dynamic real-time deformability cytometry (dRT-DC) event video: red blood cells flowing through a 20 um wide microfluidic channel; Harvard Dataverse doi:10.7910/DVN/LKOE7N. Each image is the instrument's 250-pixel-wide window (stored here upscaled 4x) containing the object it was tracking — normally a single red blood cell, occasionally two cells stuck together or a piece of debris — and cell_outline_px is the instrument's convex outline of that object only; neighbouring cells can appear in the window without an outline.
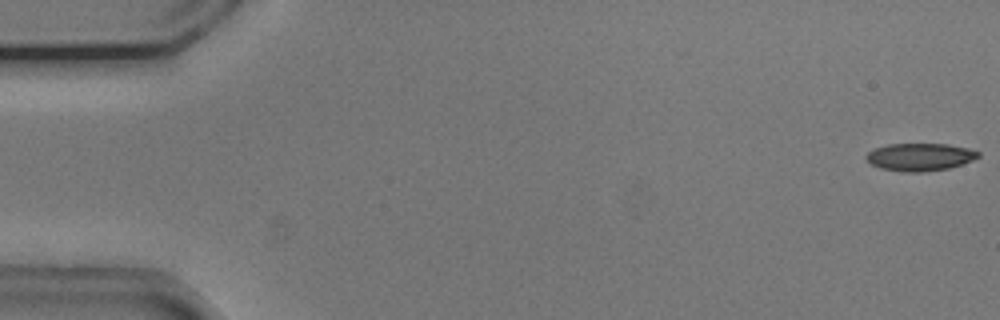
{"species": "common noctule bat (a hibernating species)", "species_latin": "Nyctalus noctula", "temperature_condition": "cold", "stored_images_in_passage": 54, "camera_frame_rate_fps": 3000, "um_per_image_px": 0.085, "animal": {"sex": "male", "body_mass_g": 20.5, "forearm_length_mm": 52.5}, "frame": {"image": 1, "passage_image": 1, "time_ms": 0.0, "image_size_px": [1000, 320], "cell_outline_px": [[980, 156], [972, 160], [948, 168], [924, 172], [904, 172], [880, 168], [872, 164], [864, 156], [868, 152], [876, 148], [888, 144], [948, 144], [968, 148], [980, 152]], "centroid_in_image_um": [78.19, 13.34], "position_along_channel_um": 6.8, "area_um2": 17.92}}
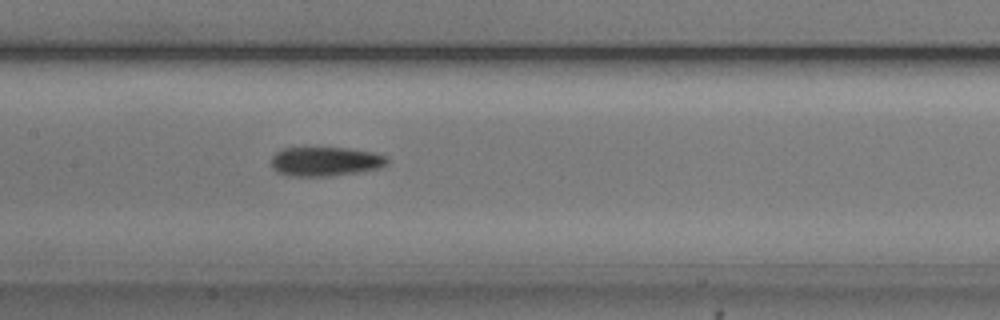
{"frame": {"image": 2, "passage_image": 26, "time_ms": 8.333, "image_size_px": [1000, 320], "cell_outline_px": [[388, 164], [380, 168], [356, 172], [328, 176], [288, 176], [276, 172], [272, 168], [272, 156], [276, 152], [284, 148], [304, 144], [348, 148], [372, 152], [388, 156]], "centroid_in_image_um": [27.6, 13.67], "position_along_channel_um": 179.8, "area_um2": 20.69}}
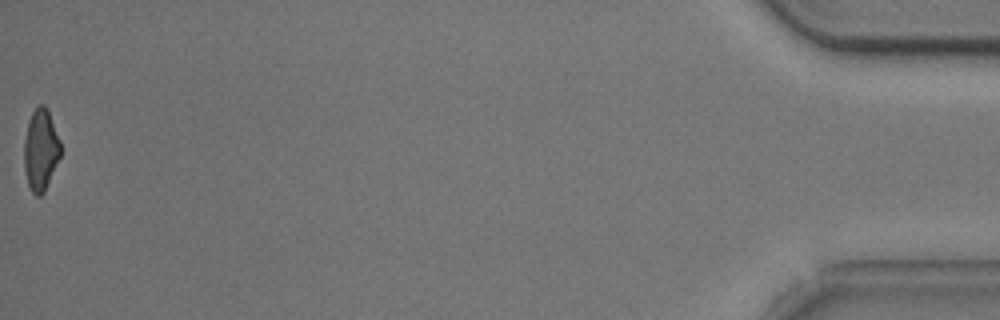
{"frame": {"image": 3, "passage_image": 54, "time_ms": 17.667, "image_size_px": [1000, 320], "cell_outline_px": [[60, 156], [44, 192], [40, 196], [36, 196], [32, 192], [28, 184], [24, 172], [24, 140], [28, 120], [36, 104], [44, 104], [48, 108], [60, 140]], "centroid_in_image_um": [3.45, 12.69], "position_along_channel_um": 431.8, "area_um2": 17.51}, "authors_computed_cell_mechanics": {"area_um2": 19.074, "velocity_mm_per_s": 3.7698, "shape_relaxation_time_tau1_ms": 3.5787, "shape_relaxation_time_tau2_ms": 8.7711, "deformation_change_tau1": 0.0979, "deformation_change_tau2": 0.1825}}